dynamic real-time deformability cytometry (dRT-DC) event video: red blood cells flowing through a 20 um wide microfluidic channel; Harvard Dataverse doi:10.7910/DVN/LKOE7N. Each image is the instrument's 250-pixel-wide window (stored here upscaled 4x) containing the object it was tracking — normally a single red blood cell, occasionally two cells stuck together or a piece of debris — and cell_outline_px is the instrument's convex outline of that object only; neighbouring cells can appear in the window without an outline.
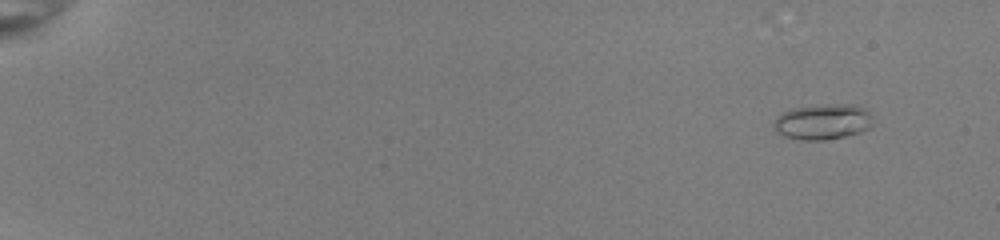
{"species": "common noctule bat (a hibernating species)", "species_latin": "Nyctalus noctula", "temperature_condition": "room temperature", "stored_images_in_passage": 21, "camera_frame_rate_fps": 3000, "um_per_image_px": 0.085, "animal": {"sex": "female", "body_mass_g": 22.0, "forearm_length_mm": 56.7}, "frame": {"image": 1, "passage_image": 4, "time_ms": 1.0, "image_size_px": [1000, 240], "cell_outline_px": [[872, 124], [868, 128], [860, 132], [844, 136], [824, 140], [800, 140], [784, 136], [776, 132], [772, 128], [772, 124], [776, 116], [792, 108], [828, 104], [856, 104], [864, 108], [872, 116]], "centroid_in_image_um": [69.9, 10.35], "position_along_channel_um": 15.1, "area_um2": 20.69}}